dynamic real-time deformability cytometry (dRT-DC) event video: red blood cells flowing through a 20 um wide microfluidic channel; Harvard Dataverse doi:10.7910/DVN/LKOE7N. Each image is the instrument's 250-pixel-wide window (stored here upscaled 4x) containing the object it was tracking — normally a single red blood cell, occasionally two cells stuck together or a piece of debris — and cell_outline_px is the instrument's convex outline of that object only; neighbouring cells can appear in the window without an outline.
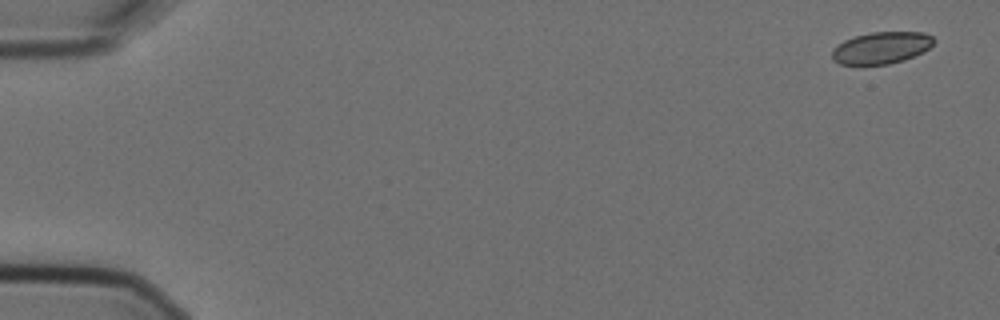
{"species": "Egyptian fruit bat (a non-hibernating species)", "species_latin": "Rousettus aegyptiacus", "temperature_condition": "cold", "stored_images_in_passage": 6, "camera_frame_rate_fps": 3000, "um_per_image_px": 0.085, "animal": {"sex": "female"}, "frame": {"image": 1, "passage_image": 1, "time_ms": 0.0, "image_size_px": [1000, 320], "cell_outline_px": [[936, 40], [924, 52], [904, 60], [888, 64], [840, 64], [832, 60], [832, 52], [844, 40], [856, 36], [872, 32], [924, 32], [932, 36]], "centroid_in_image_um": [74.95, 4.06], "position_along_channel_um": 10.0, "area_um2": 18.73}}
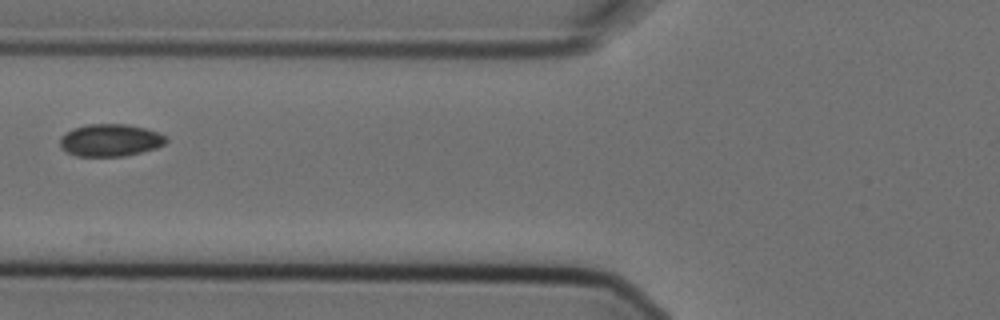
{"frame": {"image": 2, "passage_image": 6, "time_ms": 1.667, "image_size_px": [1000, 320], "cell_outline_px": [[168, 140], [164, 144], [156, 148], [124, 156], [76, 156], [60, 148], [60, 136], [64, 132], [72, 128], [88, 124], [128, 124], [144, 128], [156, 132], [164, 136]], "centroid_in_image_um": [9.32, 11.91], "position_along_channel_um": 116.5, "area_um2": 20.0}}